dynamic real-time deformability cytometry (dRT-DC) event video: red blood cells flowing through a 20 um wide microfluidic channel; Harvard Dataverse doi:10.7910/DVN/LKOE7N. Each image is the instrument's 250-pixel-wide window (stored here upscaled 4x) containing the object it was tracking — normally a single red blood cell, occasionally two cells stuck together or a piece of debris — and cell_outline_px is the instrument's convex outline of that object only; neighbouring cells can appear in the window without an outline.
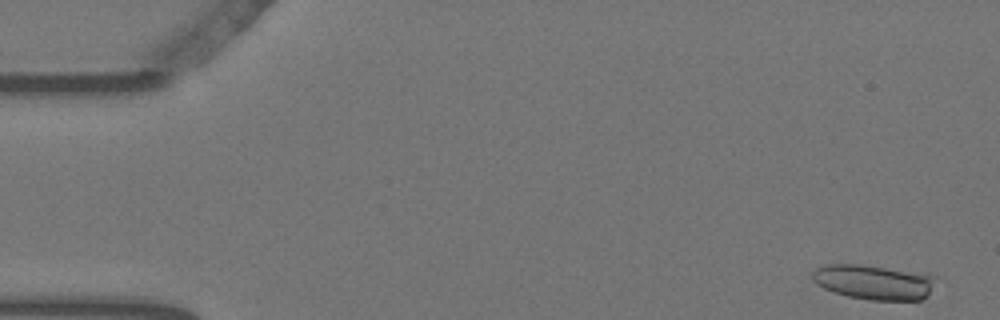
{"species": "Egyptian fruit bat (a non-hibernating species)", "species_latin": "Rousettus aegyptiacus", "temperature_condition": "warm", "stored_images_in_passage": 54, "camera_frame_rate_fps": 3000, "um_per_image_px": 0.085, "animal": {"sex": "female"}, "frame": {"image": 1, "passage_image": 1, "time_ms": 0.0, "image_size_px": [1000, 320], "cell_outline_px": [[936, 276], [928, 296], [920, 300], [868, 300], [848, 296], [824, 288], [816, 284], [812, 280], [812, 272], [816, 268], [828, 264], [860, 264]], "centroid_in_image_um": [74.23, 23.99], "position_along_channel_um": 10.8, "area_um2": 24.68}}
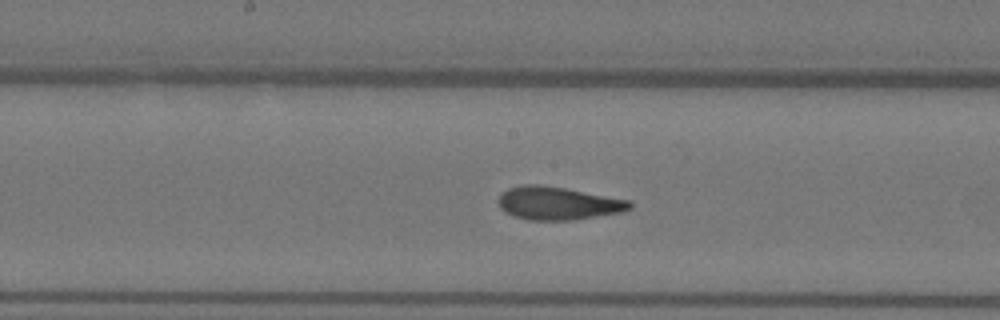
{"frame": {"image": 2, "passage_image": 28, "time_ms": 9.0, "image_size_px": [1000, 320], "cell_outline_px": [[632, 208], [624, 212], [572, 220], [528, 220], [512, 216], [504, 212], [500, 208], [500, 192], [508, 188], [520, 184], [540, 184], [564, 188], [632, 200]], "centroid_in_image_um": [47.44, 17.27], "position_along_channel_um": 200.8, "area_um2": 25.61}}
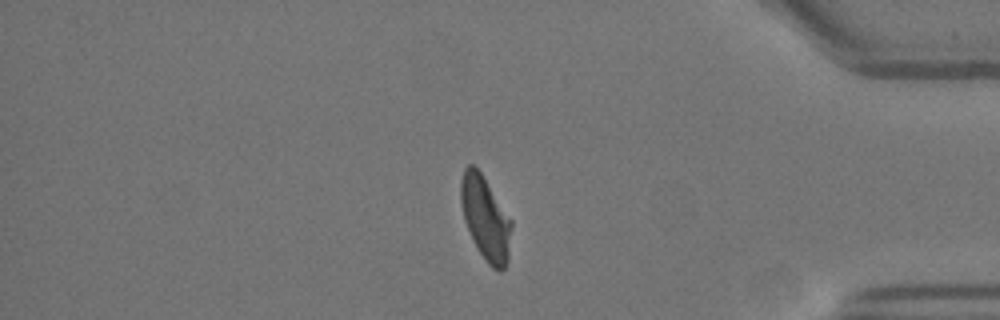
{"frame": {"image": 3, "passage_image": 47, "time_ms": 15.333, "image_size_px": [1000, 320], "cell_outline_px": [[512, 224], [508, 260], [504, 268], [500, 272], [492, 268], [488, 264], [472, 240], [464, 220], [460, 200], [460, 180], [464, 168], [468, 164], [472, 164], [480, 172], [512, 220]], "centroid_in_image_um": [41.25, 18.56], "position_along_channel_um": 393.9, "area_um2": 24.62}}